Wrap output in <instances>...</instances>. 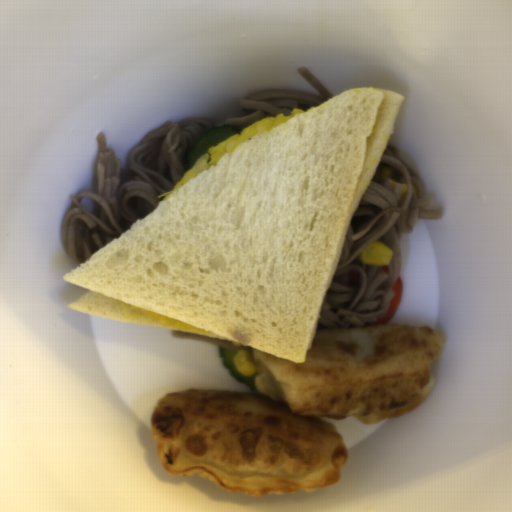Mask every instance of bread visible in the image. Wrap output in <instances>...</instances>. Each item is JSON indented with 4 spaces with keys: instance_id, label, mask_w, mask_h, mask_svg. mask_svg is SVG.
Returning <instances> with one entry per match:
<instances>
[{
    "instance_id": "bread-1",
    "label": "bread",
    "mask_w": 512,
    "mask_h": 512,
    "mask_svg": "<svg viewBox=\"0 0 512 512\" xmlns=\"http://www.w3.org/2000/svg\"><path fill=\"white\" fill-rule=\"evenodd\" d=\"M404 95L340 93L237 146L63 280L66 308L306 363Z\"/></svg>"
}]
</instances>
